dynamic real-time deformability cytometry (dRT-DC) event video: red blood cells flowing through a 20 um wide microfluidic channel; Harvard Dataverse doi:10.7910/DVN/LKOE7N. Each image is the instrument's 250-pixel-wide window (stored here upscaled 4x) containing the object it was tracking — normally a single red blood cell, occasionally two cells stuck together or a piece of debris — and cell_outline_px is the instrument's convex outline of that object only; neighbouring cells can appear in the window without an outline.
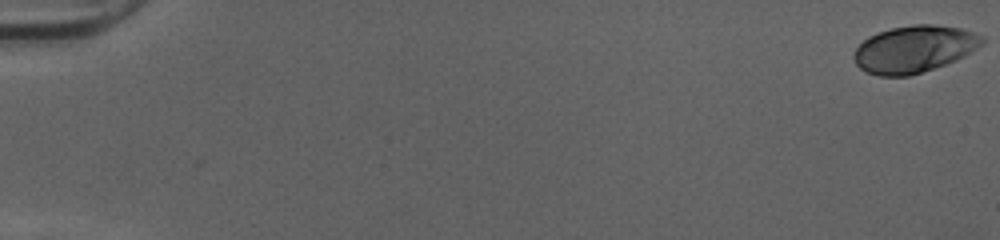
{"species": "human", "species_latin": "Homo sapiens", "temperature_condition": "cold", "stored_images_in_passage": 52, "camera_frame_rate_fps": 3000, "um_per_image_px": 0.085, "donor": {"sex": "female"}, "frame": {"image": 1, "passage_image": 1, "time_ms": 0.0, "image_size_px": [1000, 240], "cell_outline_px": [[984, 40], [976, 48], [964, 56], [956, 60], [908, 76], [880, 76], [864, 72], [856, 64], [852, 56], [856, 48], [868, 36], [892, 28], [912, 24], [932, 24], [960, 28], [984, 36]], "centroid_in_image_um": [77.66, 4.17], "position_along_channel_um": 7.3, "area_um2": 34.85}}
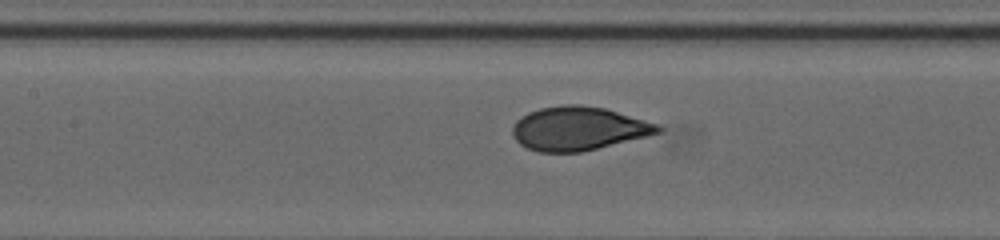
{"frame": {"image": 2, "passage_image": 26, "time_ms": 8.333, "image_size_px": [1000, 240], "cell_outline_px": [[664, 128], [660, 132], [648, 136], [580, 152], [540, 152], [528, 148], [520, 144], [512, 136], [512, 128], [516, 120], [520, 116], [528, 112], [540, 108], [564, 104], [580, 104], [604, 108], [660, 124]], "centroid_in_image_um": [49.16, 10.91], "position_along_channel_um": 158.2, "area_um2": 37.11}}
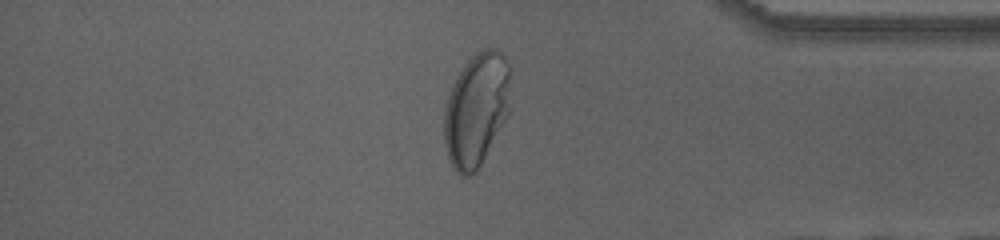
{"frame": {"image": 3, "passage_image": 45, "time_ms": 14.667, "image_size_px": [1000, 240], "cell_outline_px": [[508, 116], [476, 172], [472, 176], [460, 176], [456, 172], [448, 156], [444, 144], [444, 112], [448, 96], [452, 84], [456, 76], [468, 60], [476, 52], [484, 48], [496, 48], [504, 56], [508, 64]], "centroid_in_image_um": [40.46, 9.34], "position_along_channel_um": 394.7, "area_um2": 43.58}, "authors_computed_cell_mechanics": {"area_um2": 36.6163, "velocity_mm_per_s": 4.0405, "shape_relaxation_time_tau1_ms": 6.2804, "shape_relaxation_time_tau2_ms": null, "deformation_change_tau1": 0.2428, "deformation_change_tau2": null}}